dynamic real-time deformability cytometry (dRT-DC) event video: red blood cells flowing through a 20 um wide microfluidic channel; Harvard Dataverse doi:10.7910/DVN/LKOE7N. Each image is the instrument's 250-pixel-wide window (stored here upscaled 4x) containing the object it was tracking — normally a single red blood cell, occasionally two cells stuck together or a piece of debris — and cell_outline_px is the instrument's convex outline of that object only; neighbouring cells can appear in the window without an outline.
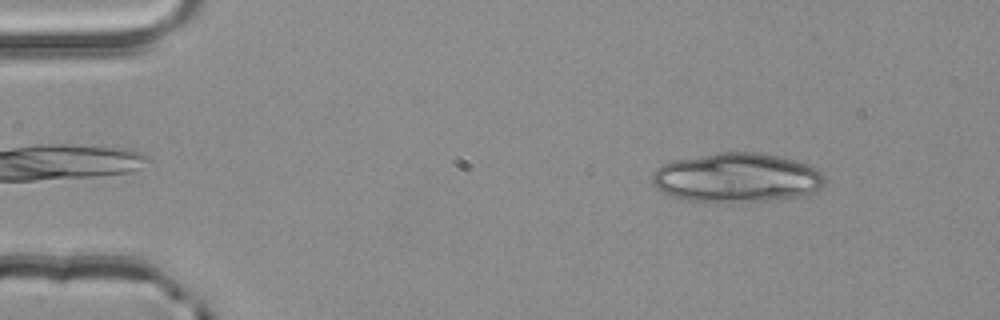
{"species": "common noctule bat (a hibernating species)", "species_latin": "Nyctalus noctula", "temperature_condition": "room temperature", "stored_images_in_passage": 3, "camera_frame_rate_fps": 3000, "um_per_image_px": 0.085, "animal": {"sex": "male", "body_mass_g": 20.4}, "frame": {"image": 1, "passage_image": 1, "time_ms": 0.0, "image_size_px": [1000, 320], "cell_outline_px": [[828, 180], [820, 188], [812, 192], [796, 196], [768, 200], [688, 200], [672, 196], [656, 188], [652, 184], [652, 172], [656, 168], [672, 160], [720, 152], [756, 152], [796, 160], [808, 164], [816, 168]], "centroid_in_image_um": [62.62, 15.07], "position_along_channel_um": 22.4, "area_um2": 48.84}}